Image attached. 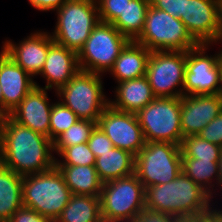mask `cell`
Returning <instances> with one entry per match:
<instances>
[{
    "label": "cell",
    "mask_w": 222,
    "mask_h": 222,
    "mask_svg": "<svg viewBox=\"0 0 222 222\" xmlns=\"http://www.w3.org/2000/svg\"><path fill=\"white\" fill-rule=\"evenodd\" d=\"M95 169L103 183L135 173V155L114 147L96 157Z\"/></svg>",
    "instance_id": "22"
},
{
    "label": "cell",
    "mask_w": 222,
    "mask_h": 222,
    "mask_svg": "<svg viewBox=\"0 0 222 222\" xmlns=\"http://www.w3.org/2000/svg\"><path fill=\"white\" fill-rule=\"evenodd\" d=\"M180 148L182 157L211 161H219L222 150L220 146L207 142L198 135L183 138Z\"/></svg>",
    "instance_id": "29"
},
{
    "label": "cell",
    "mask_w": 222,
    "mask_h": 222,
    "mask_svg": "<svg viewBox=\"0 0 222 222\" xmlns=\"http://www.w3.org/2000/svg\"><path fill=\"white\" fill-rule=\"evenodd\" d=\"M113 146L137 155L145 145V138L135 113L117 111L108 106L97 123Z\"/></svg>",
    "instance_id": "13"
},
{
    "label": "cell",
    "mask_w": 222,
    "mask_h": 222,
    "mask_svg": "<svg viewBox=\"0 0 222 222\" xmlns=\"http://www.w3.org/2000/svg\"><path fill=\"white\" fill-rule=\"evenodd\" d=\"M102 79V74L79 70L55 93L58 100L79 119L98 123L99 117L109 106V98L103 92Z\"/></svg>",
    "instance_id": "4"
},
{
    "label": "cell",
    "mask_w": 222,
    "mask_h": 222,
    "mask_svg": "<svg viewBox=\"0 0 222 222\" xmlns=\"http://www.w3.org/2000/svg\"><path fill=\"white\" fill-rule=\"evenodd\" d=\"M78 120V116L71 109L56 101L51 109L49 138L54 141Z\"/></svg>",
    "instance_id": "30"
},
{
    "label": "cell",
    "mask_w": 222,
    "mask_h": 222,
    "mask_svg": "<svg viewBox=\"0 0 222 222\" xmlns=\"http://www.w3.org/2000/svg\"><path fill=\"white\" fill-rule=\"evenodd\" d=\"M129 41L114 25L100 21L77 53L80 70L102 75L109 72Z\"/></svg>",
    "instance_id": "10"
},
{
    "label": "cell",
    "mask_w": 222,
    "mask_h": 222,
    "mask_svg": "<svg viewBox=\"0 0 222 222\" xmlns=\"http://www.w3.org/2000/svg\"><path fill=\"white\" fill-rule=\"evenodd\" d=\"M22 182V175L0 163V222H8L23 206Z\"/></svg>",
    "instance_id": "24"
},
{
    "label": "cell",
    "mask_w": 222,
    "mask_h": 222,
    "mask_svg": "<svg viewBox=\"0 0 222 222\" xmlns=\"http://www.w3.org/2000/svg\"><path fill=\"white\" fill-rule=\"evenodd\" d=\"M145 188L135 173L103 183L100 207L103 222H130L145 208Z\"/></svg>",
    "instance_id": "7"
},
{
    "label": "cell",
    "mask_w": 222,
    "mask_h": 222,
    "mask_svg": "<svg viewBox=\"0 0 222 222\" xmlns=\"http://www.w3.org/2000/svg\"><path fill=\"white\" fill-rule=\"evenodd\" d=\"M202 222H211L207 217Z\"/></svg>",
    "instance_id": "45"
},
{
    "label": "cell",
    "mask_w": 222,
    "mask_h": 222,
    "mask_svg": "<svg viewBox=\"0 0 222 222\" xmlns=\"http://www.w3.org/2000/svg\"><path fill=\"white\" fill-rule=\"evenodd\" d=\"M97 123L79 119L68 130L64 131L53 141L55 155H59L65 148L77 144L87 143Z\"/></svg>",
    "instance_id": "28"
},
{
    "label": "cell",
    "mask_w": 222,
    "mask_h": 222,
    "mask_svg": "<svg viewBox=\"0 0 222 222\" xmlns=\"http://www.w3.org/2000/svg\"><path fill=\"white\" fill-rule=\"evenodd\" d=\"M150 5L167 12L173 17L181 18L183 0H150Z\"/></svg>",
    "instance_id": "37"
},
{
    "label": "cell",
    "mask_w": 222,
    "mask_h": 222,
    "mask_svg": "<svg viewBox=\"0 0 222 222\" xmlns=\"http://www.w3.org/2000/svg\"><path fill=\"white\" fill-rule=\"evenodd\" d=\"M56 15L53 41L77 53L100 22L96 0H66Z\"/></svg>",
    "instance_id": "5"
},
{
    "label": "cell",
    "mask_w": 222,
    "mask_h": 222,
    "mask_svg": "<svg viewBox=\"0 0 222 222\" xmlns=\"http://www.w3.org/2000/svg\"><path fill=\"white\" fill-rule=\"evenodd\" d=\"M115 89L109 106L117 111L137 114L156 98L146 76L118 82Z\"/></svg>",
    "instance_id": "20"
},
{
    "label": "cell",
    "mask_w": 222,
    "mask_h": 222,
    "mask_svg": "<svg viewBox=\"0 0 222 222\" xmlns=\"http://www.w3.org/2000/svg\"><path fill=\"white\" fill-rule=\"evenodd\" d=\"M53 141L14 121L0 119V163L25 176L52 169L56 165Z\"/></svg>",
    "instance_id": "1"
},
{
    "label": "cell",
    "mask_w": 222,
    "mask_h": 222,
    "mask_svg": "<svg viewBox=\"0 0 222 222\" xmlns=\"http://www.w3.org/2000/svg\"><path fill=\"white\" fill-rule=\"evenodd\" d=\"M198 136L222 148V111L201 130Z\"/></svg>",
    "instance_id": "34"
},
{
    "label": "cell",
    "mask_w": 222,
    "mask_h": 222,
    "mask_svg": "<svg viewBox=\"0 0 222 222\" xmlns=\"http://www.w3.org/2000/svg\"><path fill=\"white\" fill-rule=\"evenodd\" d=\"M222 111V94L181 96L183 138L198 135Z\"/></svg>",
    "instance_id": "16"
},
{
    "label": "cell",
    "mask_w": 222,
    "mask_h": 222,
    "mask_svg": "<svg viewBox=\"0 0 222 222\" xmlns=\"http://www.w3.org/2000/svg\"><path fill=\"white\" fill-rule=\"evenodd\" d=\"M135 41L149 51H188L199 45L180 19L151 5L143 32Z\"/></svg>",
    "instance_id": "6"
},
{
    "label": "cell",
    "mask_w": 222,
    "mask_h": 222,
    "mask_svg": "<svg viewBox=\"0 0 222 222\" xmlns=\"http://www.w3.org/2000/svg\"><path fill=\"white\" fill-rule=\"evenodd\" d=\"M53 42L50 32L37 30L18 44L6 39L1 50L34 78L41 73Z\"/></svg>",
    "instance_id": "15"
},
{
    "label": "cell",
    "mask_w": 222,
    "mask_h": 222,
    "mask_svg": "<svg viewBox=\"0 0 222 222\" xmlns=\"http://www.w3.org/2000/svg\"><path fill=\"white\" fill-rule=\"evenodd\" d=\"M55 222H103L99 196L72 195Z\"/></svg>",
    "instance_id": "25"
},
{
    "label": "cell",
    "mask_w": 222,
    "mask_h": 222,
    "mask_svg": "<svg viewBox=\"0 0 222 222\" xmlns=\"http://www.w3.org/2000/svg\"><path fill=\"white\" fill-rule=\"evenodd\" d=\"M79 70L77 52L54 41L49 46L44 67L39 75L46 80L43 88L54 89L56 92Z\"/></svg>",
    "instance_id": "19"
},
{
    "label": "cell",
    "mask_w": 222,
    "mask_h": 222,
    "mask_svg": "<svg viewBox=\"0 0 222 222\" xmlns=\"http://www.w3.org/2000/svg\"><path fill=\"white\" fill-rule=\"evenodd\" d=\"M73 195L100 196L103 186L95 166L56 165Z\"/></svg>",
    "instance_id": "23"
},
{
    "label": "cell",
    "mask_w": 222,
    "mask_h": 222,
    "mask_svg": "<svg viewBox=\"0 0 222 222\" xmlns=\"http://www.w3.org/2000/svg\"><path fill=\"white\" fill-rule=\"evenodd\" d=\"M181 167V148L170 142H145L135 156V174L144 188L172 181Z\"/></svg>",
    "instance_id": "8"
},
{
    "label": "cell",
    "mask_w": 222,
    "mask_h": 222,
    "mask_svg": "<svg viewBox=\"0 0 222 222\" xmlns=\"http://www.w3.org/2000/svg\"><path fill=\"white\" fill-rule=\"evenodd\" d=\"M219 66L221 70V94H222V50L220 49V54H219Z\"/></svg>",
    "instance_id": "44"
},
{
    "label": "cell",
    "mask_w": 222,
    "mask_h": 222,
    "mask_svg": "<svg viewBox=\"0 0 222 222\" xmlns=\"http://www.w3.org/2000/svg\"><path fill=\"white\" fill-rule=\"evenodd\" d=\"M136 115L146 142L181 145V97H156Z\"/></svg>",
    "instance_id": "9"
},
{
    "label": "cell",
    "mask_w": 222,
    "mask_h": 222,
    "mask_svg": "<svg viewBox=\"0 0 222 222\" xmlns=\"http://www.w3.org/2000/svg\"><path fill=\"white\" fill-rule=\"evenodd\" d=\"M150 0H131L112 23L129 40L135 41L143 32Z\"/></svg>",
    "instance_id": "27"
},
{
    "label": "cell",
    "mask_w": 222,
    "mask_h": 222,
    "mask_svg": "<svg viewBox=\"0 0 222 222\" xmlns=\"http://www.w3.org/2000/svg\"><path fill=\"white\" fill-rule=\"evenodd\" d=\"M72 192L55 165L52 169L23 176L22 204L53 222L67 206Z\"/></svg>",
    "instance_id": "3"
},
{
    "label": "cell",
    "mask_w": 222,
    "mask_h": 222,
    "mask_svg": "<svg viewBox=\"0 0 222 222\" xmlns=\"http://www.w3.org/2000/svg\"><path fill=\"white\" fill-rule=\"evenodd\" d=\"M131 0H96L99 20L113 23Z\"/></svg>",
    "instance_id": "32"
},
{
    "label": "cell",
    "mask_w": 222,
    "mask_h": 222,
    "mask_svg": "<svg viewBox=\"0 0 222 222\" xmlns=\"http://www.w3.org/2000/svg\"><path fill=\"white\" fill-rule=\"evenodd\" d=\"M219 0H183L180 20L199 44H219Z\"/></svg>",
    "instance_id": "14"
},
{
    "label": "cell",
    "mask_w": 222,
    "mask_h": 222,
    "mask_svg": "<svg viewBox=\"0 0 222 222\" xmlns=\"http://www.w3.org/2000/svg\"><path fill=\"white\" fill-rule=\"evenodd\" d=\"M210 46L199 44L186 51L183 95L221 94L220 50L214 55H208Z\"/></svg>",
    "instance_id": "12"
},
{
    "label": "cell",
    "mask_w": 222,
    "mask_h": 222,
    "mask_svg": "<svg viewBox=\"0 0 222 222\" xmlns=\"http://www.w3.org/2000/svg\"><path fill=\"white\" fill-rule=\"evenodd\" d=\"M35 87L9 114L17 123L49 138L50 115L53 102H49L46 88L35 82Z\"/></svg>",
    "instance_id": "17"
},
{
    "label": "cell",
    "mask_w": 222,
    "mask_h": 222,
    "mask_svg": "<svg viewBox=\"0 0 222 222\" xmlns=\"http://www.w3.org/2000/svg\"><path fill=\"white\" fill-rule=\"evenodd\" d=\"M56 158V165H88L95 166L96 157L87 143L65 148Z\"/></svg>",
    "instance_id": "31"
},
{
    "label": "cell",
    "mask_w": 222,
    "mask_h": 222,
    "mask_svg": "<svg viewBox=\"0 0 222 222\" xmlns=\"http://www.w3.org/2000/svg\"><path fill=\"white\" fill-rule=\"evenodd\" d=\"M185 70L186 51H151L145 76L154 96H183Z\"/></svg>",
    "instance_id": "11"
},
{
    "label": "cell",
    "mask_w": 222,
    "mask_h": 222,
    "mask_svg": "<svg viewBox=\"0 0 222 222\" xmlns=\"http://www.w3.org/2000/svg\"><path fill=\"white\" fill-rule=\"evenodd\" d=\"M213 204L215 203L212 201L209 203L205 215L211 222H222V208L217 209L215 206H212Z\"/></svg>",
    "instance_id": "39"
},
{
    "label": "cell",
    "mask_w": 222,
    "mask_h": 222,
    "mask_svg": "<svg viewBox=\"0 0 222 222\" xmlns=\"http://www.w3.org/2000/svg\"><path fill=\"white\" fill-rule=\"evenodd\" d=\"M145 208L173 216L205 214L211 196L182 171L172 181L145 188Z\"/></svg>",
    "instance_id": "2"
},
{
    "label": "cell",
    "mask_w": 222,
    "mask_h": 222,
    "mask_svg": "<svg viewBox=\"0 0 222 222\" xmlns=\"http://www.w3.org/2000/svg\"><path fill=\"white\" fill-rule=\"evenodd\" d=\"M87 144L95 155V157H98L102 155V153H105L114 148L113 143L109 140L106 134L98 127V125L92 131Z\"/></svg>",
    "instance_id": "33"
},
{
    "label": "cell",
    "mask_w": 222,
    "mask_h": 222,
    "mask_svg": "<svg viewBox=\"0 0 222 222\" xmlns=\"http://www.w3.org/2000/svg\"><path fill=\"white\" fill-rule=\"evenodd\" d=\"M8 222H53L51 219L40 215L31 208L22 206L11 217Z\"/></svg>",
    "instance_id": "36"
},
{
    "label": "cell",
    "mask_w": 222,
    "mask_h": 222,
    "mask_svg": "<svg viewBox=\"0 0 222 222\" xmlns=\"http://www.w3.org/2000/svg\"><path fill=\"white\" fill-rule=\"evenodd\" d=\"M0 115L3 116V95H2L1 85H0Z\"/></svg>",
    "instance_id": "43"
},
{
    "label": "cell",
    "mask_w": 222,
    "mask_h": 222,
    "mask_svg": "<svg viewBox=\"0 0 222 222\" xmlns=\"http://www.w3.org/2000/svg\"><path fill=\"white\" fill-rule=\"evenodd\" d=\"M32 78L6 53L0 51V85L3 95V115H9L35 87Z\"/></svg>",
    "instance_id": "18"
},
{
    "label": "cell",
    "mask_w": 222,
    "mask_h": 222,
    "mask_svg": "<svg viewBox=\"0 0 222 222\" xmlns=\"http://www.w3.org/2000/svg\"><path fill=\"white\" fill-rule=\"evenodd\" d=\"M150 53L142 44L130 40L109 70L115 83L145 76Z\"/></svg>",
    "instance_id": "21"
},
{
    "label": "cell",
    "mask_w": 222,
    "mask_h": 222,
    "mask_svg": "<svg viewBox=\"0 0 222 222\" xmlns=\"http://www.w3.org/2000/svg\"><path fill=\"white\" fill-rule=\"evenodd\" d=\"M174 216L165 212H158L144 208L135 213L130 222H173Z\"/></svg>",
    "instance_id": "35"
},
{
    "label": "cell",
    "mask_w": 222,
    "mask_h": 222,
    "mask_svg": "<svg viewBox=\"0 0 222 222\" xmlns=\"http://www.w3.org/2000/svg\"><path fill=\"white\" fill-rule=\"evenodd\" d=\"M66 0H28L34 9L39 11H56Z\"/></svg>",
    "instance_id": "38"
},
{
    "label": "cell",
    "mask_w": 222,
    "mask_h": 222,
    "mask_svg": "<svg viewBox=\"0 0 222 222\" xmlns=\"http://www.w3.org/2000/svg\"><path fill=\"white\" fill-rule=\"evenodd\" d=\"M219 43H222V0H219Z\"/></svg>",
    "instance_id": "41"
},
{
    "label": "cell",
    "mask_w": 222,
    "mask_h": 222,
    "mask_svg": "<svg viewBox=\"0 0 222 222\" xmlns=\"http://www.w3.org/2000/svg\"><path fill=\"white\" fill-rule=\"evenodd\" d=\"M205 218V214L178 215L174 216L173 222H202Z\"/></svg>",
    "instance_id": "40"
},
{
    "label": "cell",
    "mask_w": 222,
    "mask_h": 222,
    "mask_svg": "<svg viewBox=\"0 0 222 222\" xmlns=\"http://www.w3.org/2000/svg\"><path fill=\"white\" fill-rule=\"evenodd\" d=\"M181 170L185 175H187L202 189H204L211 196L212 199H214L213 195H218L215 193L216 190H218L216 188L218 187L219 179L218 161L182 157Z\"/></svg>",
    "instance_id": "26"
},
{
    "label": "cell",
    "mask_w": 222,
    "mask_h": 222,
    "mask_svg": "<svg viewBox=\"0 0 222 222\" xmlns=\"http://www.w3.org/2000/svg\"><path fill=\"white\" fill-rule=\"evenodd\" d=\"M218 172H219L218 188H221L222 187V150H221L220 158L218 161Z\"/></svg>",
    "instance_id": "42"
}]
</instances>
